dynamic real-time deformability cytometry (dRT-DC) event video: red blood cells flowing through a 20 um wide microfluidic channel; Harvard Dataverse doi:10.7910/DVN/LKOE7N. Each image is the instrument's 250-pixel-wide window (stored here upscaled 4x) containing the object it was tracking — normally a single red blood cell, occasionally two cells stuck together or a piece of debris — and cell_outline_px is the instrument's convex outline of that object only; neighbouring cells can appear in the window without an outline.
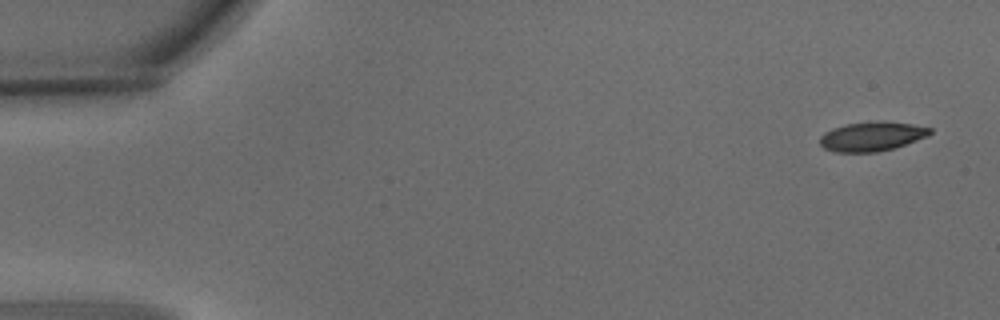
{"species": "common noctule bat (a hibernating species)", "species_latin": "Nyctalus noctula", "temperature_condition": "warm", "stored_images_in_passage": 6, "camera_frame_rate_fps": 3000, "um_per_image_px": 0.085, "animal": {"sex": "male", "body_mass_g": 15.6}, "frame": {"image": 1, "passage_image": 1, "time_ms": 0.0, "image_size_px": [1000, 320], "cell_outline_px": [[932, 132], [928, 136], [892, 148], [876, 152], [836, 152], [824, 148], [820, 144], [820, 136], [824, 132], [832, 128], [848, 124], [884, 120], [912, 124], [932, 128]], "centroid_in_image_um": [74.1, 11.58], "position_along_channel_um": 10.9, "area_um2": 18.73}}
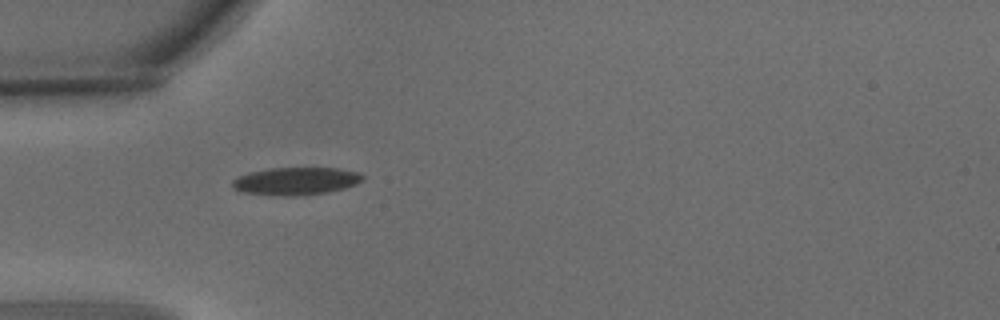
{"frame": {"image": 2, "passage_image": 5, "time_ms": 1.333, "image_size_px": [1000, 320], "cell_outline_px": [[364, 180], [356, 184], [344, 188], [328, 192], [292, 196], [280, 196], [244, 192], [232, 188], [232, 180], [248, 172], [272, 168], [336, 168], [356, 172], [364, 176]], "centroid_in_image_um": [25.14, 15.39], "position_along_channel_um": 59.9, "area_um2": 20.87}}
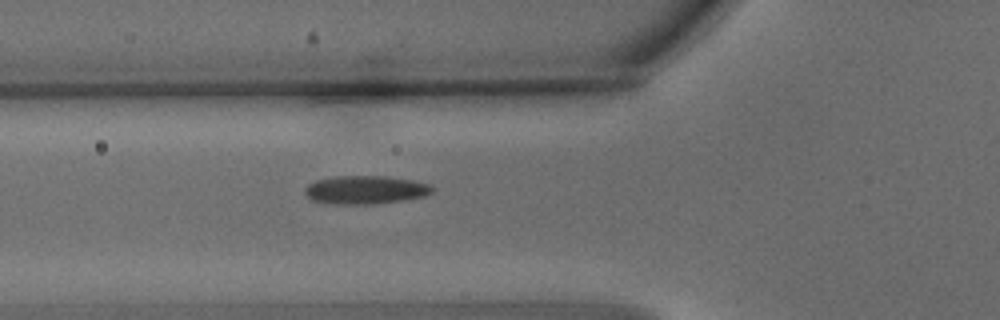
{"frame": {"image": 3, "passage_image": 6, "time_ms": 1.667, "image_size_px": [1000, 320], "cell_outline_px": [[432, 192], [424, 196], [404, 200], [376, 204], [332, 204], [312, 200], [304, 192], [304, 188], [308, 184], [316, 180], [336, 176], [384, 176], [412, 180], [432, 184]], "centroid_in_image_um": [31.06, 16.14], "position_along_channel_um": 94.7, "area_um2": 21.1}}